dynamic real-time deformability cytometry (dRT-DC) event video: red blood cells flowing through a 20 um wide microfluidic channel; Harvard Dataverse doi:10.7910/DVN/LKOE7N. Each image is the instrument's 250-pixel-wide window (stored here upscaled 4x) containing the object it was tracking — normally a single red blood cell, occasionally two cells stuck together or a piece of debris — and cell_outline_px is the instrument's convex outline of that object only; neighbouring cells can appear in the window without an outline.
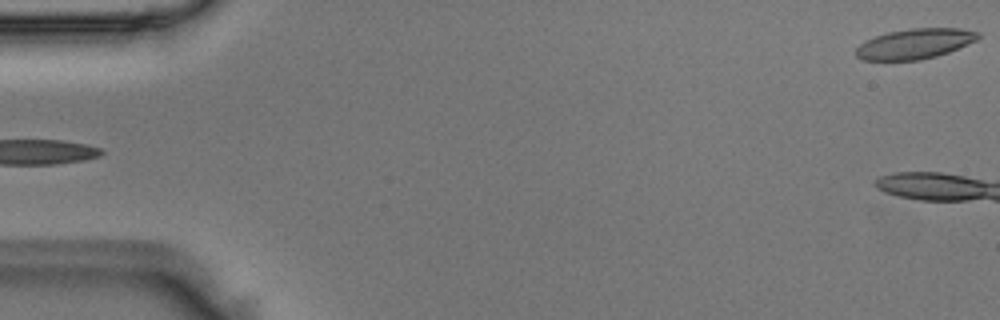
{"species": "Egyptian fruit bat (a non-hibernating species)", "species_latin": "Rousettus aegyptiacus", "temperature_condition": "room temperature", "stored_images_in_passage": 4, "segment_of_instrument_passage": [2, 2], "camera_frame_rate_fps": 3000, "um_per_image_px": 0.085, "animal": {"sex": "male"}, "frame": {"image": 1, "passage_image": 4, "time_ms": 1.0, "image_size_px": [1000, 320], "cell_outline_px": [[980, 36], [976, 40], [968, 44], [948, 52], [936, 56], [920, 60], [860, 60], [856, 56], [856, 48], [860, 44], [876, 36], [888, 32], [912, 28], [960, 28], [980, 32]], "centroid_in_image_um": [77.77, 3.72], "position_along_channel_um": 7.2, "area_um2": 21.39}}